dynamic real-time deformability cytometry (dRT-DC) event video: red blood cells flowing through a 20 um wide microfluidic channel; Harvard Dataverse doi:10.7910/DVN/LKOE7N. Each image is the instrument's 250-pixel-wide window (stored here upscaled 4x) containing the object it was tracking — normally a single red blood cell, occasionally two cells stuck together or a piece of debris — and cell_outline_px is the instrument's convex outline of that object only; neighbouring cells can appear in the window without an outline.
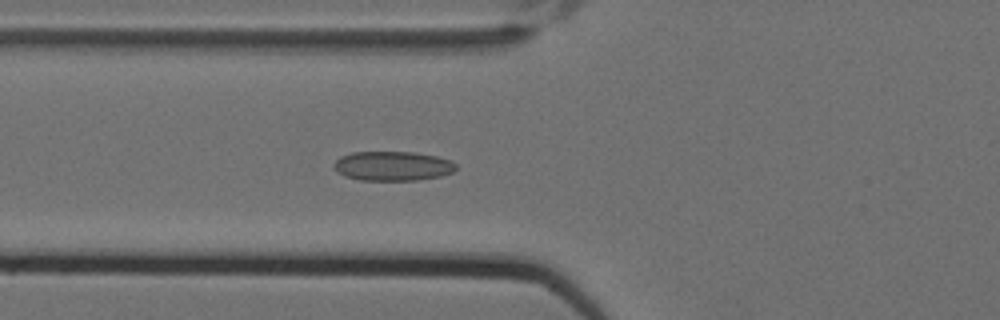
{"species": "Egyptian fruit bat (a non-hibernating species)", "species_latin": "Rousettus aegyptiacus", "temperature_condition": "cold", "stored_images_in_passage": 6, "camera_frame_rate_fps": 3000, "um_per_image_px": 0.085, "animal": {"sex": "female"}, "frame": {"image": 1, "passage_image": 6, "time_ms": 1.667, "image_size_px": [1000, 320], "cell_outline_px": [[456, 168], [452, 172], [440, 176], [416, 180], [360, 180], [344, 176], [336, 172], [332, 164], [340, 156], [352, 152], [412, 152], [436, 156], [448, 160], [456, 164]], "centroid_in_image_um": [33.32, 14.11], "position_along_channel_um": 92.5, "area_um2": 20.92}}